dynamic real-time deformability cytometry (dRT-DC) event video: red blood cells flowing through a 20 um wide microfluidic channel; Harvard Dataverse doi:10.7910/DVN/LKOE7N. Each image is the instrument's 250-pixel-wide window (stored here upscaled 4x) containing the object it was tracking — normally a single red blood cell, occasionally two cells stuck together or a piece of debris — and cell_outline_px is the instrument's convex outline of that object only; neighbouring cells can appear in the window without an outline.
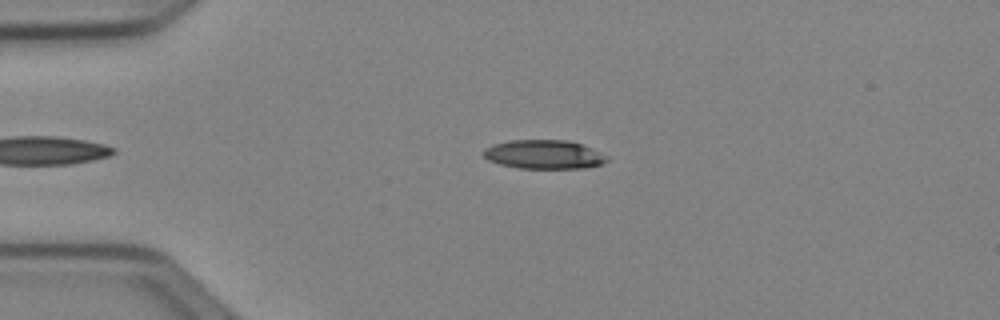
{"species": "Egyptian fruit bat (a non-hibernating species)", "species_latin": "Rousettus aegyptiacus", "temperature_condition": "cold", "stored_images_in_passage": 37, "camera_frame_rate_fps": 3000, "um_per_image_px": 0.085, "animal": {"sex": "female"}, "frame": {"image": 1, "passage_image": 3, "time_ms": 0.667, "image_size_px": [1000, 320], "cell_outline_px": [[608, 160], [600, 164], [584, 168], [520, 168], [500, 164], [488, 160], [484, 156], [484, 148], [492, 144], [512, 140], [568, 140], [580, 144], [608, 156]], "centroid_in_image_um": [46.21, 13.12], "position_along_channel_um": 38.8, "area_um2": 20.58}}
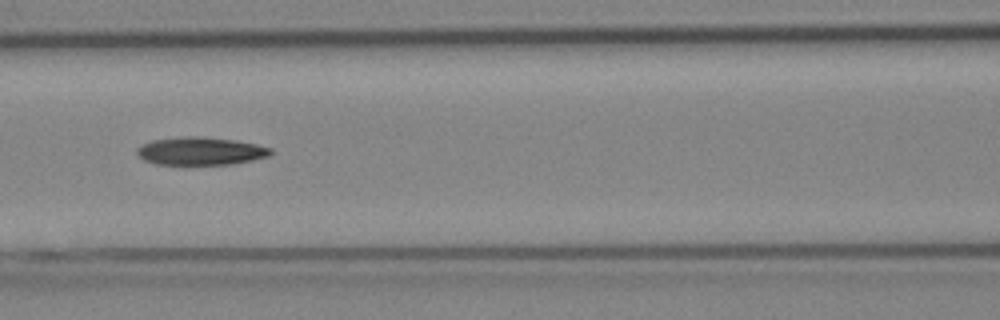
{"frame": {"image": 2, "passage_image": 14, "time_ms": 4.333, "image_size_px": [1000, 320], "cell_outline_px": [[272, 152], [268, 156], [252, 160], [232, 164], [156, 164], [144, 160], [136, 152], [136, 148], [152, 140], [188, 136], [200, 136], [236, 140], [256, 144], [272, 148]], "centroid_in_image_um": [17.06, 12.83], "position_along_channel_um": 149.5, "area_um2": 21.62}}
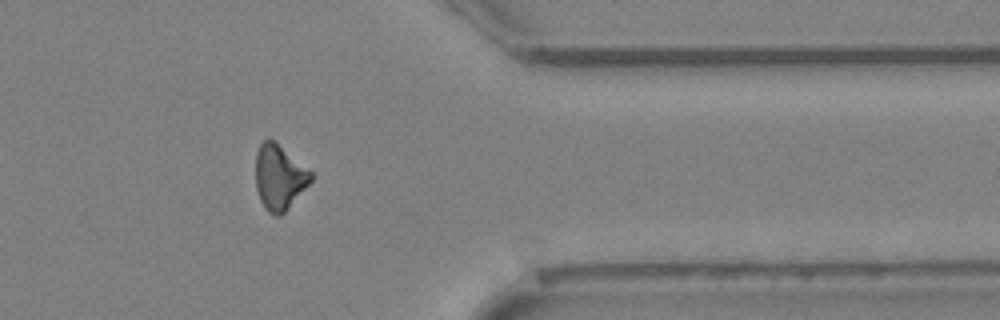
{"frame": {"image": 3, "passage_image": 33, "time_ms": 10.667, "image_size_px": [1000, 320], "cell_outline_px": [[312, 180], [288, 208], [280, 216], [276, 216], [268, 212], [264, 208], [260, 200], [256, 188], [256, 152], [260, 144], [264, 140], [272, 140], [312, 172]], "centroid_in_image_um": [23.72, 15.1], "position_along_channel_um": 387.7, "area_um2": 20.52}, "authors_computed_cell_mechanics": {"area_um2": 21.5594, "velocity_mm_per_s": 3.9862, "shape_relaxation_time_tau1_ms": 10.8544, "shape_relaxation_time_tau2_ms": null, "deformation_change_tau1": 0.2128, "deformation_change_tau2": null}}